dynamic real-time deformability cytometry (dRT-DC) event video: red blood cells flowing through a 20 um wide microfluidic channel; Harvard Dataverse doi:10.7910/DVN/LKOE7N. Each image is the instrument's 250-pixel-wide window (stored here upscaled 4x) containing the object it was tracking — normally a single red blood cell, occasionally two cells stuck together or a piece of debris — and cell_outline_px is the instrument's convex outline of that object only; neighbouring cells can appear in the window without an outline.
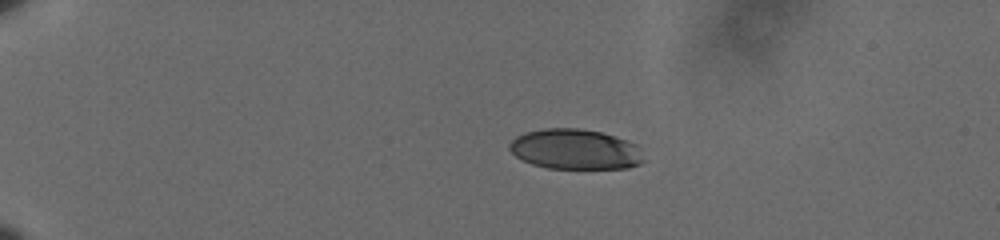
{"species": "human", "species_latin": "Homo sapiens", "temperature_condition": "cold", "stored_images_in_passage": 47, "camera_frame_rate_fps": 3000, "um_per_image_px": 0.085, "donor": {"sex": "male"}, "frame": {"image": 1, "passage_image": 1, "time_ms": 0.0, "image_size_px": [1000, 240], "cell_outline_px": [[644, 160], [640, 164], [628, 168], [548, 168], [532, 164], [516, 156], [508, 148], [508, 144], [516, 136], [524, 132], [544, 128], [580, 128], [600, 132], [628, 140], [636, 144]], "centroid_in_image_um": [48.87, 12.68], "position_along_channel_um": 36.1, "area_um2": 31.44}}
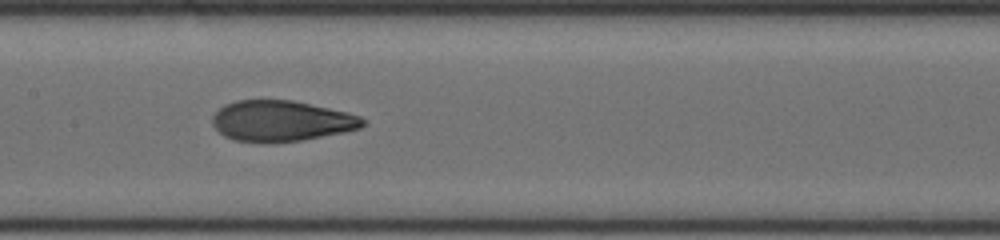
{"frame": {"image": 2, "passage_image": 20, "time_ms": 6.333, "image_size_px": [1000, 240], "cell_outline_px": [[364, 124], [360, 128], [344, 132], [300, 140], [264, 144], [236, 140], [224, 136], [212, 124], [212, 116], [224, 104], [236, 100], [292, 100], [348, 112], [360, 116], [364, 120]], "centroid_in_image_um": [23.88, 10.28], "position_along_channel_um": 183.5, "area_um2": 35.78}}
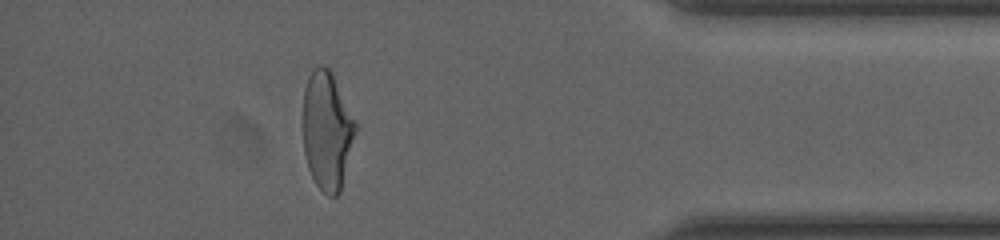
{"frame": {"image": 3, "passage_image": 41, "time_ms": 13.333, "image_size_px": [1000, 240], "cell_outline_px": [[356, 132], [340, 192], [336, 196], [328, 196], [316, 184], [308, 168], [304, 152], [304, 88], [308, 76], [320, 64], [324, 64], [332, 72], [356, 124]], "centroid_in_image_um": [27.79, 11.1], "position_along_channel_um": 407.4, "area_um2": 35.72}, "authors_computed_cell_mechanics": {"area_um2": 36.2406, "velocity_mm_per_s": 3.6119, "shape_relaxation_time_tau1_ms": 5.5636, "shape_relaxation_time_tau2_ms": 1.1549, "deformation_change_tau1": 0.2073, "deformation_change_tau2": 0.0656}}